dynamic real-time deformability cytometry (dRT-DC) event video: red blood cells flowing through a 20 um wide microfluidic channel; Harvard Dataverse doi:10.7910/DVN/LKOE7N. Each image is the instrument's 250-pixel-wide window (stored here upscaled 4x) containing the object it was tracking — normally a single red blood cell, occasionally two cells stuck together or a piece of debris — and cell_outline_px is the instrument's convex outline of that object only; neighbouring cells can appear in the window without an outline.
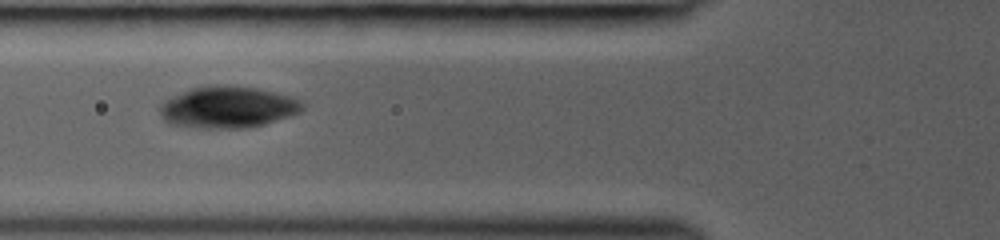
{"species": "common noctule bat (a hibernating species)", "species_latin": "Nyctalus noctula", "temperature_condition": "room temperature", "stored_images_in_passage": 31, "camera_frame_rate_fps": 3000, "um_per_image_px": 0.085, "animal": {"sex": "female", "body_mass_g": 19.0, "forearm_length_mm": 53.3}, "frame": {"image": 1, "passage_image": 4, "time_ms": 1.0, "image_size_px": [1000, 240], "cell_outline_px": [[304, 108], [300, 112], [264, 124], [248, 128], [196, 128], [168, 124], [160, 116], [160, 104], [164, 100], [172, 96], [192, 88], [216, 84], [256, 88], [292, 96], [304, 100]], "centroid_in_image_um": [19.36, 9.11], "position_along_channel_um": 106.4, "area_um2": 34.85}}
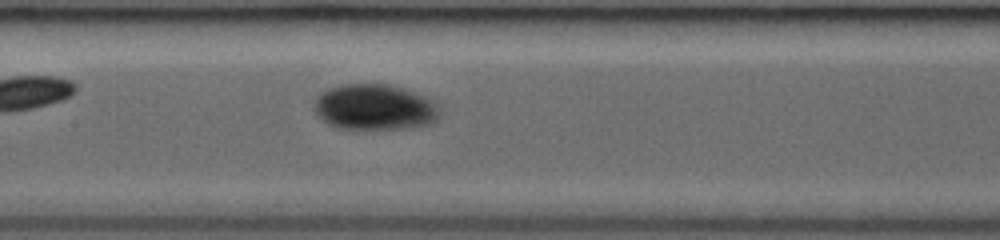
{"frame": {"image": 2, "passage_image": 9, "time_ms": 2.667, "image_size_px": [1000, 240], "cell_outline_px": [[440, 112], [436, 120], [432, 124], [408, 128], [336, 128], [328, 124], [312, 108], [316, 96], [332, 88], [344, 84], [388, 84], [424, 96], [432, 100], [440, 108]], "centroid_in_image_um": [31.85, 9.12], "position_along_channel_um": 175.5, "area_um2": 33.18}}